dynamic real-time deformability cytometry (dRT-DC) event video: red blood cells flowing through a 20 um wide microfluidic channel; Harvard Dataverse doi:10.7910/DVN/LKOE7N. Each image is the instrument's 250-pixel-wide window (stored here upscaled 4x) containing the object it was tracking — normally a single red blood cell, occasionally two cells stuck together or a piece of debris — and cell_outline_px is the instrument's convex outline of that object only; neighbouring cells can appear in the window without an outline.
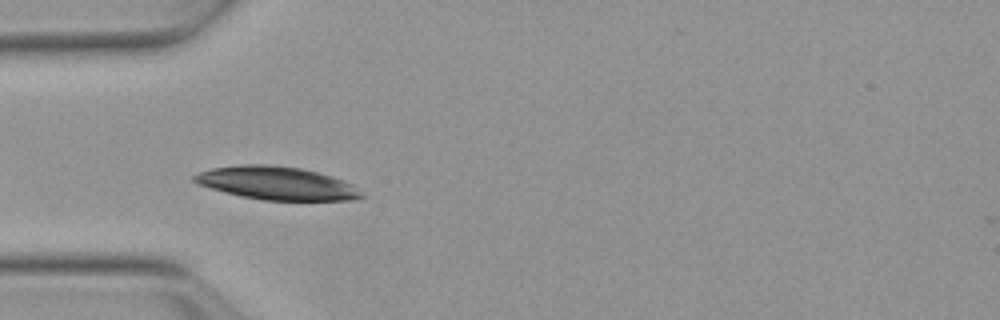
{"species": "Egyptian fruit bat (a non-hibernating species)", "species_latin": "Rousettus aegyptiacus", "temperature_condition": "warm", "stored_images_in_passage": 13, "camera_frame_rate_fps": 3000, "um_per_image_px": 0.085, "animal": {"sex": "female"}, "frame": {"image": 1, "passage_image": 4, "time_ms": 1.0, "image_size_px": [1000, 320], "cell_outline_px": [[364, 196], [352, 200], [264, 200], [240, 196], [224, 192], [196, 184], [192, 180], [192, 176], [200, 172], [212, 168], [240, 164], [272, 164], [300, 168], [332, 176], [352, 184]], "centroid_in_image_um": [23.47, 15.56], "position_along_channel_um": 61.5, "area_um2": 32.25}}